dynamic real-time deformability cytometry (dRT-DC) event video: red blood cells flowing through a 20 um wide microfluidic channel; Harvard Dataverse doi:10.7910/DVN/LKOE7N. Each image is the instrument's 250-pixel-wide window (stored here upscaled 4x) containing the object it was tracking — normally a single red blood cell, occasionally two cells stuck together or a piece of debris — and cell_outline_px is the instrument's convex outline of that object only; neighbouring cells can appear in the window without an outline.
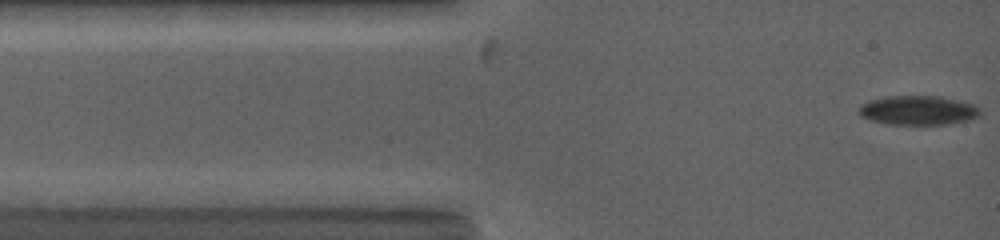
{"species": "common noctule bat (a hibernating species)", "species_latin": "Nyctalus noctula", "temperature_condition": "warm", "stored_images_in_passage": 60, "camera_frame_rate_fps": 5000, "um_per_image_px": 0.085, "animal": {"sex": "female", "body_mass_g": 19.0, "forearm_length_mm": 53.3}, "frame": {"image": 1, "passage_image": 1, "time_ms": 0.0, "image_size_px": [1000, 240], "cell_outline_px": [[980, 112], [976, 116], [968, 120], [948, 124], [888, 124], [868, 120], [860, 116], [860, 104], [868, 100], [888, 96], [940, 96], [976, 104], [980, 108]], "centroid_in_image_um": [78.02, 9.37], "position_along_channel_um": 7.0, "area_um2": 20.75}}
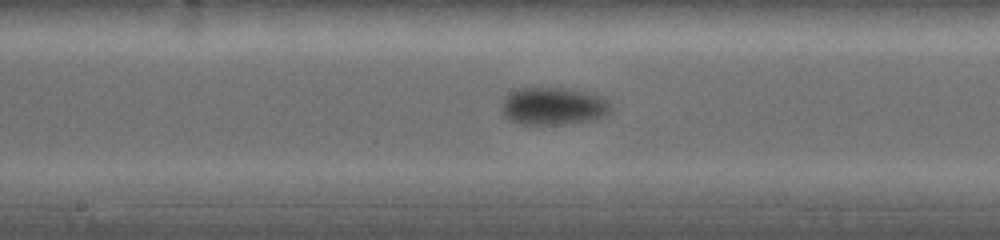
{"frame": {"image": 2, "passage_image": 25, "time_ms": 6.2, "image_size_px": [1000, 240], "cell_outline_px": [[612, 108], [604, 116], [596, 120], [560, 124], [520, 124], [508, 120], [504, 116], [500, 108], [504, 96], [520, 88], [564, 88], [592, 92], [608, 100], [612, 104]], "centroid_in_image_um": [47.04, 9.02], "position_along_channel_um": 201.2, "area_um2": 24.28}}
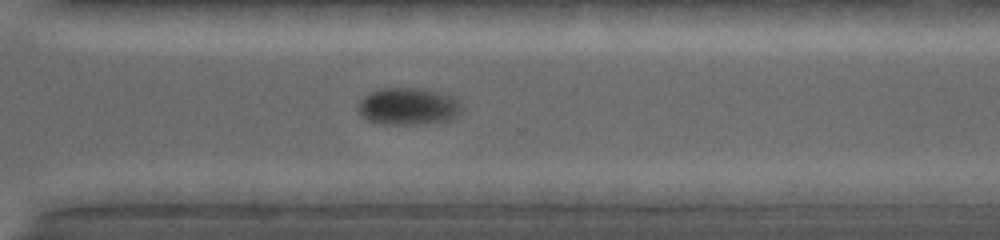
{"frame": {"image": 3, "passage_image": 36, "time_ms": 9.6, "image_size_px": [1000, 240], "cell_outline_px": [[464, 108], [456, 116], [448, 120], [408, 124], [384, 124], [368, 120], [356, 108], [360, 100], [364, 96], [380, 88], [420, 88], [440, 92], [452, 96]], "centroid_in_image_um": [34.69, 9.02], "position_along_channel_um": 335.9, "area_um2": 22.14}, "authors_computed_cell_mechanics": {"area_um2": 21.9062, "velocity_mm_per_s": 3.9634, "shape_relaxation_time_tau1_ms": 2.536, "shape_relaxation_time_tau2_ms": null, "deformation_change_tau1": 0.1156, "deformation_change_tau2": null}}